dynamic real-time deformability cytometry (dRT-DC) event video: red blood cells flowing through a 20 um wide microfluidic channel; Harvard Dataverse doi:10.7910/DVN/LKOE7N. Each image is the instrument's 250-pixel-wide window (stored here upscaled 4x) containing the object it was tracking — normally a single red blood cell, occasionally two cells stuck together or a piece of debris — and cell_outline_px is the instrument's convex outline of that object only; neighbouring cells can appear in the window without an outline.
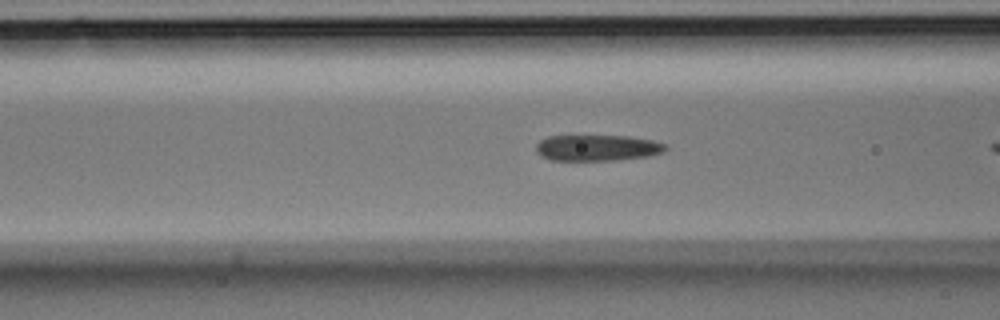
{"species": "Egyptian fruit bat (a non-hibernating species)", "species_latin": "Rousettus aegyptiacus", "temperature_condition": "room temperature", "stored_images_in_passage": 22, "camera_frame_rate_fps": 3000, "um_per_image_px": 0.085, "animal": {"sex": "male"}, "frame": {"image": 1, "passage_image": 4, "time_ms": 1.0, "image_size_px": [1000, 320], "cell_outline_px": [[668, 148], [664, 152], [648, 156], [612, 160], [552, 160], [540, 156], [536, 152], [536, 144], [540, 140], [548, 136], [628, 136], [652, 140], [668, 144]], "centroid_in_image_um": [50.78, 12.56], "position_along_channel_um": 115.8, "area_um2": 19.71}}
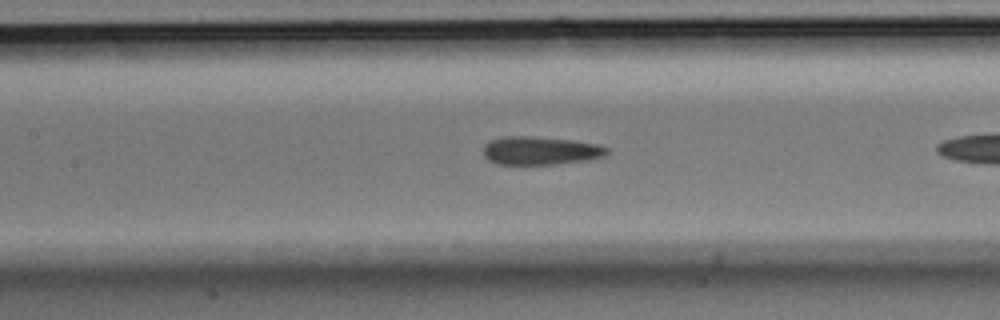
{"frame": {"image": 2, "passage_image": 7, "time_ms": 2.0, "image_size_px": [1000, 320], "cell_outline_px": [[608, 152], [604, 156], [588, 160], [556, 164], [496, 164], [488, 160], [484, 156], [484, 144], [492, 140], [504, 136], [532, 136], [572, 140], [600, 144], [608, 148]], "centroid_in_image_um": [45.94, 12.8], "position_along_channel_um": 161.5, "area_um2": 20.46}}
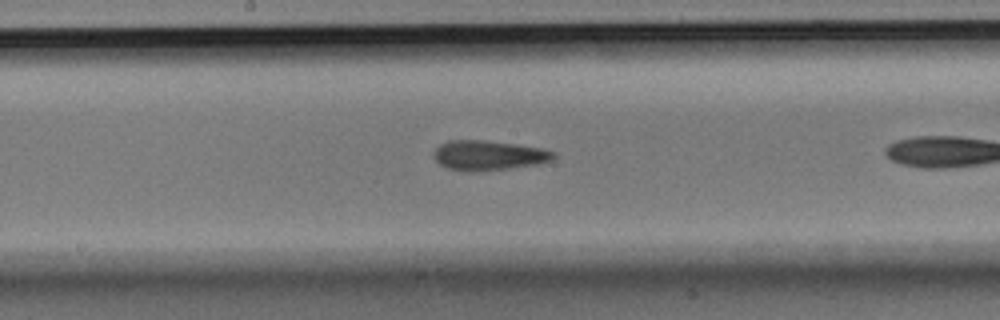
{"frame": {"image": 3, "passage_image": 10, "time_ms": 3.0, "image_size_px": [1000, 320], "cell_outline_px": [[556, 156], [552, 160], [536, 164], [508, 168], [472, 172], [468, 172], [448, 168], [440, 164], [432, 156], [432, 152], [440, 144], [448, 140], [484, 140], [516, 144], [540, 148], [556, 152]], "centroid_in_image_um": [41.49, 13.2], "position_along_channel_um": 206.7, "area_um2": 20.81}}